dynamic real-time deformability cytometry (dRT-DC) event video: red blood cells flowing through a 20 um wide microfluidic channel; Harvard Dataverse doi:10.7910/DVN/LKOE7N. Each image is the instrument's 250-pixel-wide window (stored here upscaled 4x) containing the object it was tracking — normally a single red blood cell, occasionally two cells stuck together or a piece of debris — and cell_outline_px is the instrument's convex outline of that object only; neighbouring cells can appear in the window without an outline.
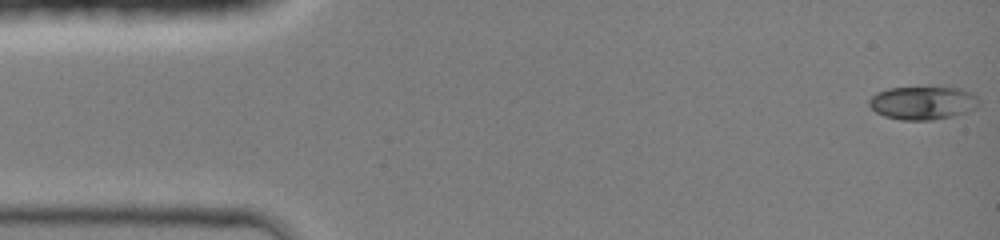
{"species": "common noctule bat (a hibernating species)", "species_latin": "Nyctalus noctula", "temperature_condition": "room temperature", "stored_images_in_passage": 44, "camera_frame_rate_fps": 3000, "um_per_image_px": 0.085, "animal": {"sex": "female", "body_mass_g": 19.0, "forearm_length_mm": 51.5}, "frame": {"image": 1, "passage_image": 1, "time_ms": 0.0, "image_size_px": [1000, 240], "cell_outline_px": [[976, 108], [952, 116], [932, 120], [900, 120], [884, 116], [876, 112], [868, 104], [868, 100], [876, 92], [888, 88], [960, 88], [972, 92], [976, 96]], "centroid_in_image_um": [78.38, 8.75], "position_along_channel_um": 6.6, "area_um2": 21.04}}
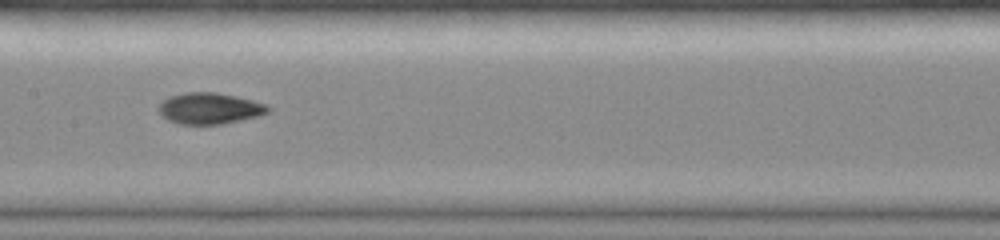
{"frame": {"image": 2, "passage_image": 22, "time_ms": 7.0, "image_size_px": [1000, 240], "cell_outline_px": [[272, 108], [268, 112], [260, 116], [220, 124], [180, 124], [168, 120], [160, 116], [156, 108], [168, 96], [184, 92], [216, 92], [236, 96], [252, 100], [264, 104]], "centroid_in_image_um": [17.78, 9.21], "position_along_channel_um": 189.6, "area_um2": 20.06}}
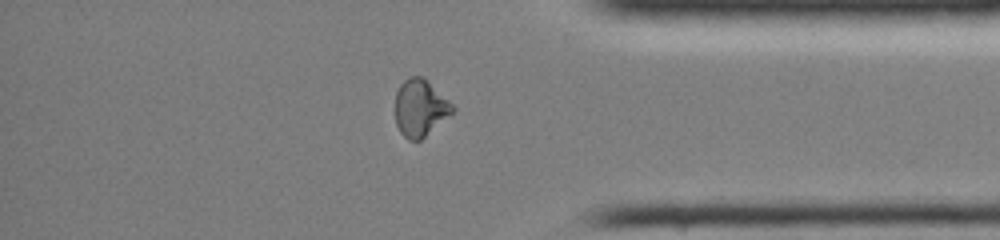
{"frame": {"image": 3, "passage_image": 37, "time_ms": 12.0, "image_size_px": [1000, 240], "cell_outline_px": [[456, 108], [452, 112], [420, 140], [408, 140], [400, 132], [396, 124], [396, 92], [400, 84], [408, 76], [424, 76]], "centroid_in_image_um": [35.69, 9.14], "position_along_channel_um": 399.5, "area_um2": 18.79}, "authors_computed_cell_mechanics": {"area_um2": 19.4497, "velocity_mm_per_s": 4.3348, "shape_relaxation_time_tau1_ms": 7.6662, "shape_relaxation_time_tau2_ms": 2.6717, "deformation_change_tau1": 0.2137, "deformation_change_tau2": 0.0565}}